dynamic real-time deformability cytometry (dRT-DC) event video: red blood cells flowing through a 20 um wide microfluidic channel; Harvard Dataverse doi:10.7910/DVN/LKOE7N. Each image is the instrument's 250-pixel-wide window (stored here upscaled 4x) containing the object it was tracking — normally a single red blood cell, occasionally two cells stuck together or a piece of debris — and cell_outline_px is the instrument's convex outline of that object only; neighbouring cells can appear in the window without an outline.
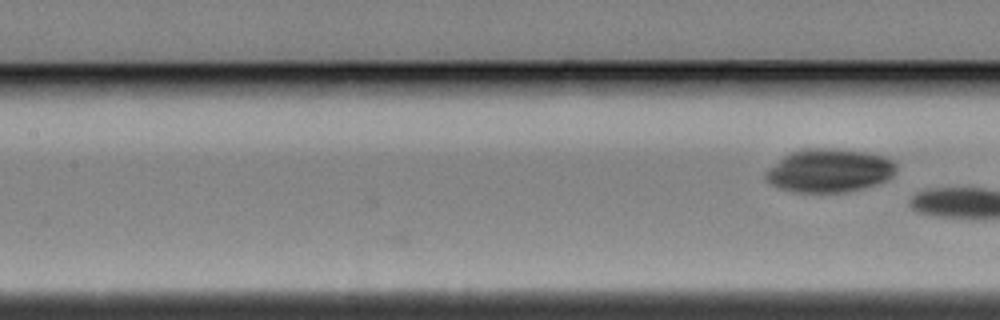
{"species": "Egyptian fruit bat (a non-hibernating species)", "species_latin": "Rousettus aegyptiacus", "temperature_condition": "cold", "stored_images_in_passage": 22, "camera_frame_rate_fps": 3000, "um_per_image_px": 0.085, "animal": {"sex": "female"}, "frame": {"image": 1, "passage_image": 22, "time_ms": 7.0, "image_size_px": [1000, 320], "cell_outline_px": [[896, 168], [892, 176], [876, 184], [864, 188], [848, 192], [796, 192], [780, 188], [772, 184], [764, 176], [764, 172], [784, 156], [792, 152], [804, 148], [836, 148], [868, 152], [884, 156], [892, 160], [896, 164]], "centroid_in_image_um": [70.5, 14.49], "position_along_channel_um": 136.9, "area_um2": 33.0}}